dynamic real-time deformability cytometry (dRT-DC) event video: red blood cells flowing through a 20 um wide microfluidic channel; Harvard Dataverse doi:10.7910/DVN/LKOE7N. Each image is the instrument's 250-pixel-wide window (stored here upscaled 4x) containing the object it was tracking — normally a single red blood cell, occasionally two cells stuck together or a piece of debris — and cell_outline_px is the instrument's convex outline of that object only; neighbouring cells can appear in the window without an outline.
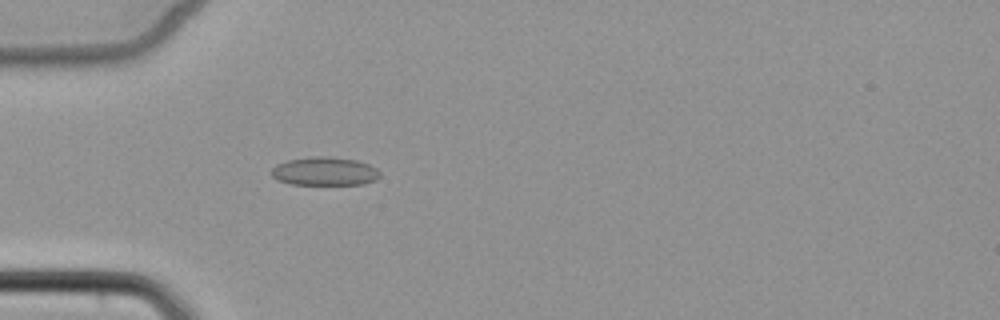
{"species": "common noctule bat (a hibernating species)", "species_latin": "Nyctalus noctula", "temperature_condition": "cold", "stored_images_in_passage": 3, "camera_frame_rate_fps": 3000, "um_per_image_px": 0.085, "animal": {"sex": "female", "body_mass_g": 22.7, "forearm_length_mm": 54.2}, "frame": {"image": 1, "passage_image": 3, "time_ms": 2.333, "image_size_px": [1000, 320], "cell_outline_px": [[380, 176], [376, 180], [364, 184], [292, 184], [280, 180], [272, 176], [272, 168], [276, 164], [288, 160], [312, 156], [328, 156], [356, 160], [368, 164], [376, 168], [380, 172]], "centroid_in_image_um": [27.62, 14.55], "position_along_channel_um": 57.4, "area_um2": 17.92}}